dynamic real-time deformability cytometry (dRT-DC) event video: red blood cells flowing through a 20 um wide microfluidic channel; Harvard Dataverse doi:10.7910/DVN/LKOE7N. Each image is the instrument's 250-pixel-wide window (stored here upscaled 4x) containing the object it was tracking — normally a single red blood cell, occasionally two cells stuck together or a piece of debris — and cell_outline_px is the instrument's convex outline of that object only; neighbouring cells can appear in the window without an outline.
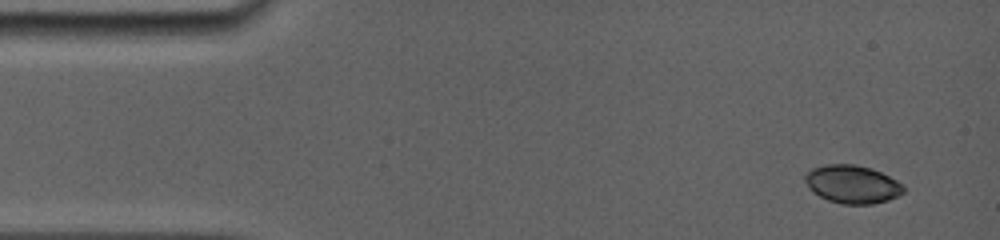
{"species": "common noctule bat (a hibernating species)", "species_latin": "Nyctalus noctula", "temperature_condition": "room temperature", "stored_images_in_passage": 8, "camera_frame_rate_fps": 5000, "um_per_image_px": 0.085, "animal": {"sex": "female", "body_mass_g": 19.0, "forearm_length_mm": 56.7}, "frame": {"image": 1, "passage_image": 1, "time_ms": 0.0, "image_size_px": [1000, 240], "cell_outline_px": [[904, 192], [888, 200], [872, 204], [840, 204], [828, 200], [812, 192], [804, 180], [804, 176], [812, 168], [824, 164], [856, 164], [872, 168], [904, 184]], "centroid_in_image_um": [72.43, 15.65], "position_along_channel_um": 12.6, "area_um2": 21.96}}
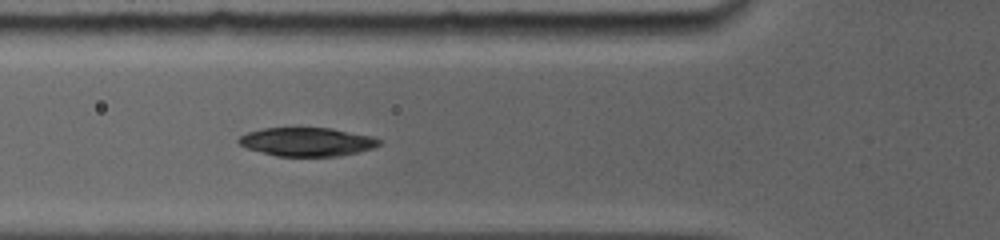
{"frame": {"image": 2, "passage_image": 7, "time_ms": 4.8, "image_size_px": [1000, 240], "cell_outline_px": [[380, 144], [372, 148], [356, 152], [336, 156], [276, 156], [248, 148], [240, 144], [236, 140], [240, 136], [248, 132], [264, 128], [332, 128], [372, 136], [380, 140]], "centroid_in_image_um": [26.08, 12.05], "position_along_channel_um": 99.7, "area_um2": 23.18}}
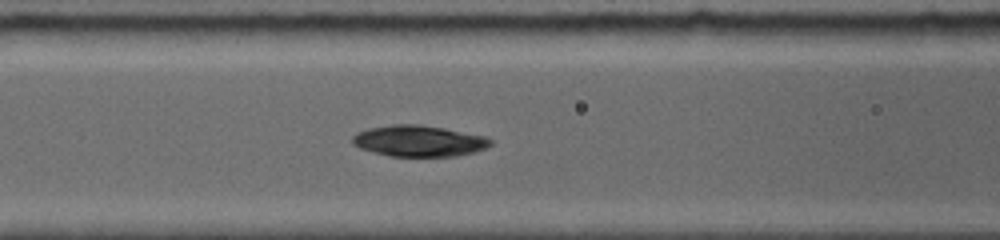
{"frame": {"image": 3, "passage_image": 8, "time_ms": 5.6, "image_size_px": [1000, 240], "cell_outline_px": [[492, 144], [484, 148], [472, 152], [456, 156], [392, 156], [372, 152], [360, 148], [352, 144], [352, 136], [356, 132], [368, 128], [392, 124], [420, 124], [444, 128], [484, 136], [492, 140]], "centroid_in_image_um": [35.55, 11.97], "position_along_channel_um": 131.0, "area_um2": 25.03}}